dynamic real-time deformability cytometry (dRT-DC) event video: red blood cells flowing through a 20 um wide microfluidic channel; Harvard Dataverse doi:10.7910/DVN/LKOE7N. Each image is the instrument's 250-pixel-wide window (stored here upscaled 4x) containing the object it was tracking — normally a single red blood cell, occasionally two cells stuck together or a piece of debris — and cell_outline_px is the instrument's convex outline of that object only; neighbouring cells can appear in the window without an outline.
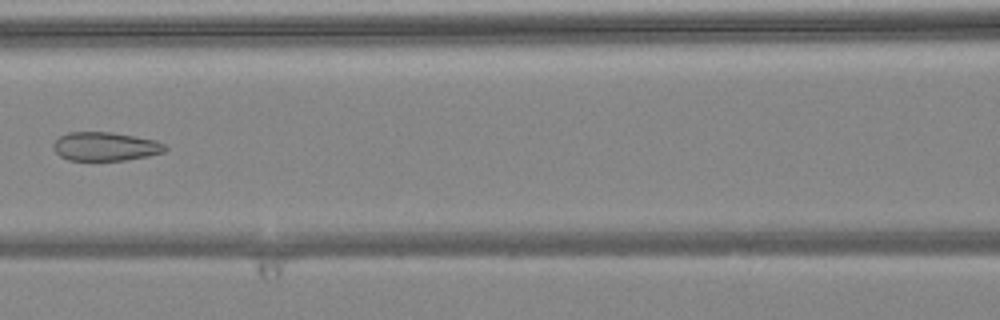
{"species": "common noctule bat (a hibernating species)", "species_latin": "Nyctalus noctula", "temperature_condition": "warm", "stored_images_in_passage": 7, "camera_frame_rate_fps": 3000, "um_per_image_px": 0.085, "animal": {"sex": "female", "body_mass_g": 24.6, "forearm_length_mm": 56.2}, "frame": {"image": 1, "passage_image": 6, "time_ms": 1.667, "image_size_px": [1000, 320], "cell_outline_px": [[168, 148], [164, 152], [148, 156], [124, 160], [68, 160], [60, 156], [52, 148], [52, 144], [60, 136], [68, 132], [112, 132], [136, 136], [156, 140], [164, 144]], "centroid_in_image_um": [8.95, 12.44], "position_along_channel_um": 157.6, "area_um2": 18.79}}
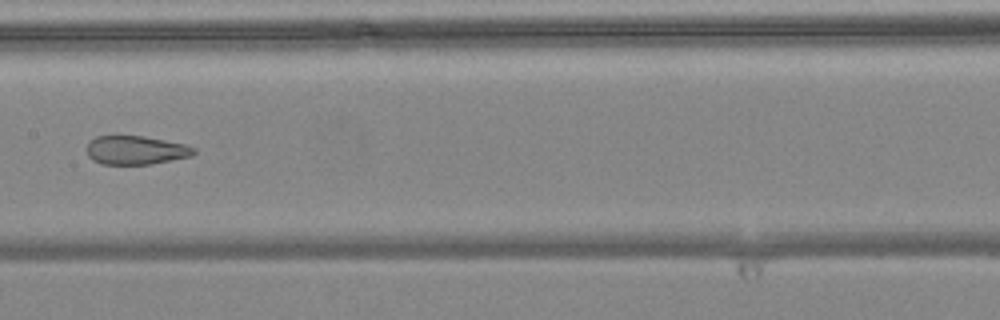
{"frame": {"image": 2, "passage_image": 7, "time_ms": 2.0, "image_size_px": [1000, 320], "cell_outline_px": [[196, 152], [192, 156], [152, 164], [100, 164], [92, 160], [88, 156], [84, 148], [96, 136], [144, 136], [184, 144], [196, 148]], "centroid_in_image_um": [11.52, 12.77], "position_along_channel_um": 195.9, "area_um2": 18.03}}